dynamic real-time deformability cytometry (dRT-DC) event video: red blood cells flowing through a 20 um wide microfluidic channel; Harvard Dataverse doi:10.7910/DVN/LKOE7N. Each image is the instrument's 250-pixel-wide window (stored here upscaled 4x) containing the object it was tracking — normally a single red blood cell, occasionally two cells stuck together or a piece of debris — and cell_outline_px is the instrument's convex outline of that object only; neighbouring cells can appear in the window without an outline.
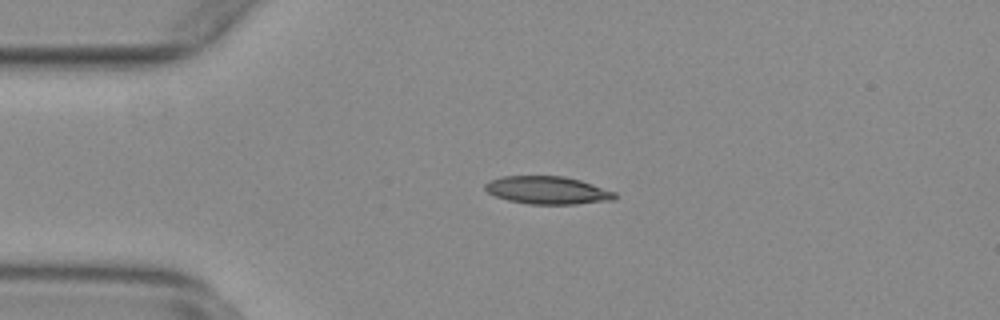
{"species": "common noctule bat (a hibernating species)", "species_latin": "Nyctalus noctula", "temperature_condition": "warm", "stored_images_in_passage": 45, "camera_frame_rate_fps": 3000, "um_per_image_px": 0.085, "animal": {"sex": "female", "body_mass_g": 29.2, "forearm_length_mm": 56.3}, "frame": {"image": 1, "passage_image": 3, "time_ms": 0.667, "image_size_px": [1000, 320], "cell_outline_px": [[616, 196], [612, 200], [576, 204], [528, 204], [508, 200], [496, 196], [488, 192], [484, 188], [484, 184], [488, 180], [500, 176], [564, 176], [580, 180], [616, 192]], "centroid_in_image_um": [46.5, 16.16], "position_along_channel_um": 38.5, "area_um2": 21.04}}
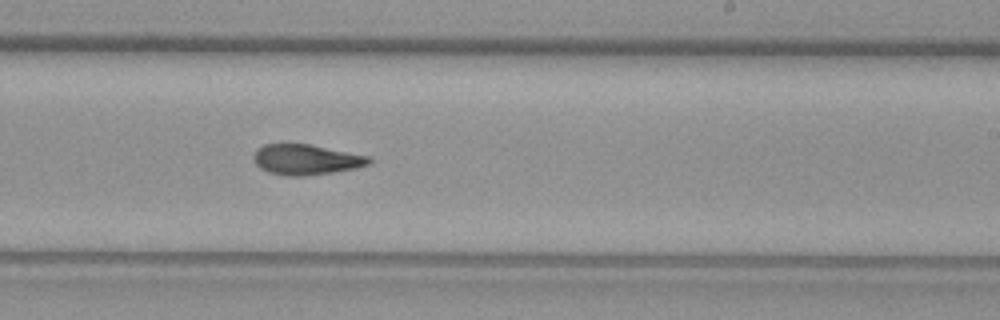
{"frame": {"image": 2, "passage_image": 23, "time_ms": 7.333, "image_size_px": [1000, 320], "cell_outline_px": [[372, 160], [368, 164], [356, 168], [332, 172], [304, 176], [284, 176], [268, 172], [260, 168], [256, 164], [252, 156], [256, 148], [264, 144], [312, 144], [372, 156]], "centroid_in_image_um": [26.02, 13.55], "position_along_channel_um": 263.0, "area_um2": 20.75}}
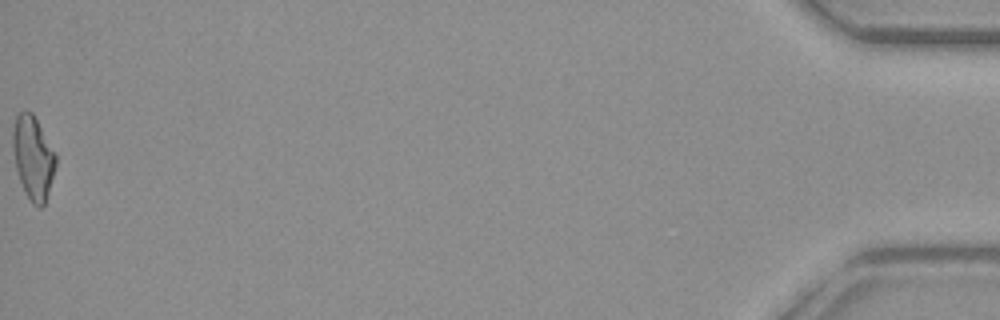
{"frame": {"image": 3, "passage_image": 45, "time_ms": 14.667, "image_size_px": [1000, 320], "cell_outline_px": [[56, 164], [48, 192], [44, 204], [40, 208], [32, 204], [24, 192], [16, 168], [12, 148], [12, 132], [16, 116], [20, 112], [32, 112], [56, 152]], "centroid_in_image_um": [2.81, 13.4], "position_along_channel_um": 432.4, "area_um2": 20.81}, "authors_computed_cell_mechanics": {"area_um2": 20.7502, "velocity_mm_per_s": 3.801, "shape_relaxation_time_tau1_ms": null, "shape_relaxation_time_tau2_ms": 6.4433, "deformation_change_tau1": null, "deformation_change_tau2": 0.1606}}